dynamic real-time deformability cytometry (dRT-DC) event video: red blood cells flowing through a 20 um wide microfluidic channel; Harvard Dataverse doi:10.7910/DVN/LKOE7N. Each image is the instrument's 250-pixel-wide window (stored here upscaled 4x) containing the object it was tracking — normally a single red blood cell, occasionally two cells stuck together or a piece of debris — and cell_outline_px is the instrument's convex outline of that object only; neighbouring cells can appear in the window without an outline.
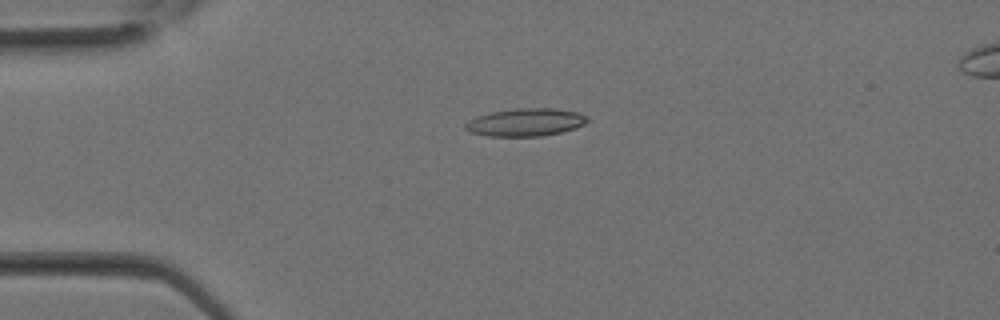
{"species": "Egyptian fruit bat (a non-hibernating species)", "species_latin": "Rousettus aegyptiacus", "temperature_condition": "room temperature", "stored_images_in_passage": 11, "camera_frame_rate_fps": 3000, "um_per_image_px": 0.085, "animal": {"sex": "female"}, "frame": {"image": 1, "passage_image": 7, "time_ms": 2.0, "image_size_px": [1000, 320], "cell_outline_px": [[588, 120], [584, 124], [576, 128], [560, 132], [540, 136], [488, 136], [468, 132], [464, 128], [464, 124], [468, 120], [476, 116], [492, 112], [516, 108], [556, 108], [576, 112], [588, 116]], "centroid_in_image_um": [44.64, 10.39], "position_along_channel_um": 40.4, "area_um2": 19.83}}
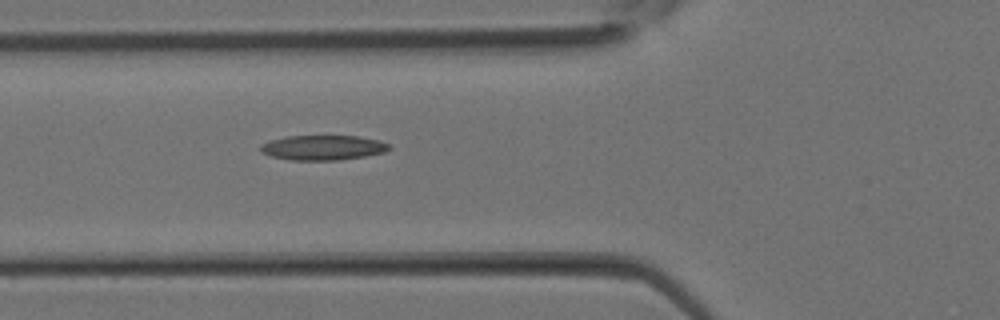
{"frame": {"image": 2, "passage_image": 11, "time_ms": 3.333, "image_size_px": [1000, 320], "cell_outline_px": [[392, 148], [384, 152], [364, 156], [340, 160], [288, 160], [272, 156], [260, 152], [260, 144], [268, 140], [288, 136], [356, 136], [380, 140], [388, 144]], "centroid_in_image_um": [27.42, 12.55], "position_along_channel_um": 98.4, "area_um2": 18.73}}